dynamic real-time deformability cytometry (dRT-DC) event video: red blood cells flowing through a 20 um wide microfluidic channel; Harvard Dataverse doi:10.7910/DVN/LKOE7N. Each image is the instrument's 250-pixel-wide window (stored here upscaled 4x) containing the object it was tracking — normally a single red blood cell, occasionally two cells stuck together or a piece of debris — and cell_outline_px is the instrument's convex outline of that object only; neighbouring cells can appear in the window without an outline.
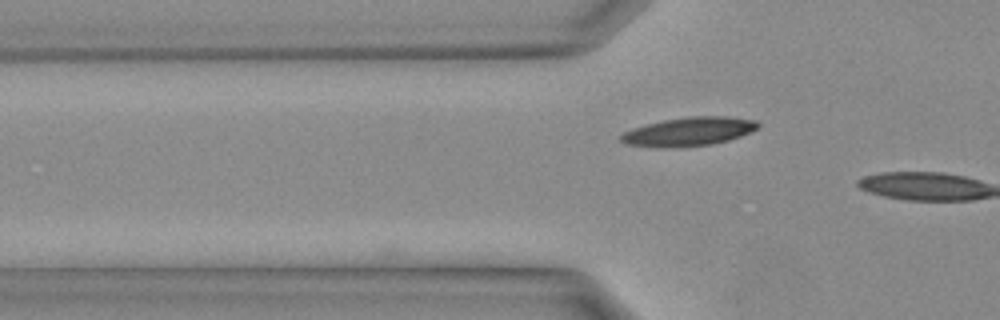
{"species": "Egyptian fruit bat (a non-hibernating species)", "species_latin": "Rousettus aegyptiacus", "temperature_condition": "warm", "stored_images_in_passage": 2, "camera_frame_rate_fps": 3000, "um_per_image_px": 0.085, "animal": {"sex": "female"}, "frame": {"image": 1, "passage_image": 2, "time_ms": 0.333, "image_size_px": [1000, 320], "cell_outline_px": [[760, 124], [752, 132], [728, 140], [712, 144], [660, 148], [624, 144], [620, 140], [620, 136], [624, 132], [632, 128], [664, 120], [692, 116], [724, 116], [756, 120]], "centroid_in_image_um": [58.54, 11.18], "position_along_channel_um": 67.3, "area_um2": 22.77}}